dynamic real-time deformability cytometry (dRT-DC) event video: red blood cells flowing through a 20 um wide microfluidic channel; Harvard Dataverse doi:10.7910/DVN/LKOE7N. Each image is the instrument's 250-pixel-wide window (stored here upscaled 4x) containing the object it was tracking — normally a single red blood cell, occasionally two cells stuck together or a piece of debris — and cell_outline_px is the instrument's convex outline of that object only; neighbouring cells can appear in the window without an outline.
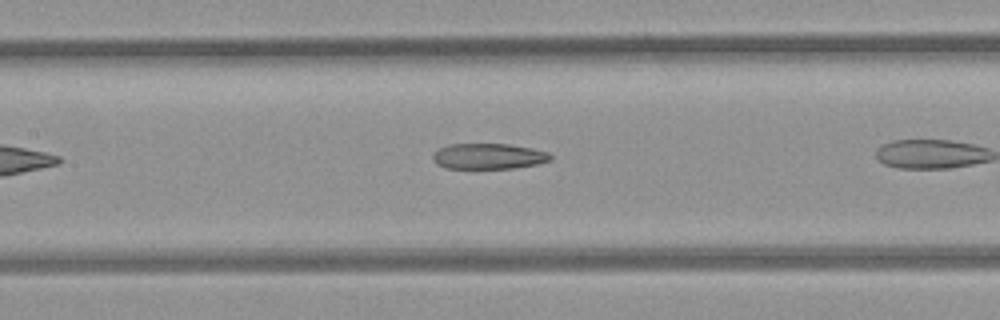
{"species": "common noctule bat (a hibernating species)", "species_latin": "Nyctalus noctula", "temperature_condition": "room temperature", "stored_images_in_passage": 23, "camera_frame_rate_fps": 3000, "um_per_image_px": 0.085, "animal": {"sex": "female", "body_mass_g": 21.9}, "frame": {"image": 1, "passage_image": 7, "time_ms": 2.0, "image_size_px": [1000, 320], "cell_outline_px": [[552, 160], [536, 164], [516, 168], [448, 168], [436, 164], [432, 160], [432, 156], [440, 148], [448, 144], [508, 144], [532, 148], [548, 152], [552, 156]], "centroid_in_image_um": [41.54, 13.28], "position_along_channel_um": 165.9, "area_um2": 17.57}}
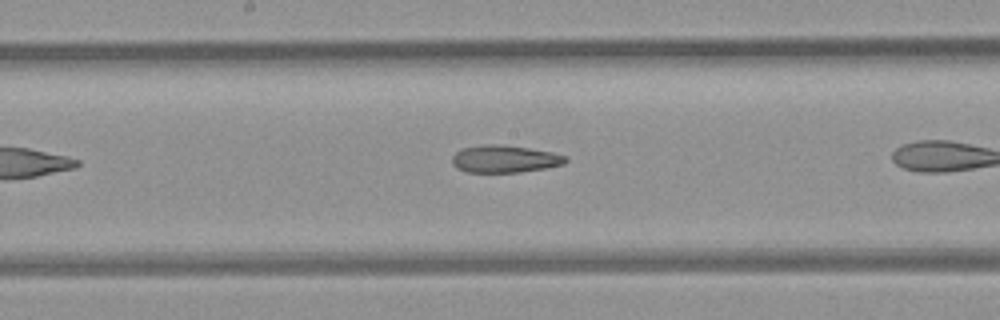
{"frame": {"image": 2, "passage_image": 10, "time_ms": 3.0, "image_size_px": [1000, 320], "cell_outline_px": [[568, 160], [564, 164], [544, 168], [520, 172], [464, 172], [456, 168], [452, 164], [452, 156], [460, 148], [484, 144], [504, 144], [552, 152], [568, 156]], "centroid_in_image_um": [42.87, 13.5], "position_along_channel_um": 205.3, "area_um2": 18.32}}